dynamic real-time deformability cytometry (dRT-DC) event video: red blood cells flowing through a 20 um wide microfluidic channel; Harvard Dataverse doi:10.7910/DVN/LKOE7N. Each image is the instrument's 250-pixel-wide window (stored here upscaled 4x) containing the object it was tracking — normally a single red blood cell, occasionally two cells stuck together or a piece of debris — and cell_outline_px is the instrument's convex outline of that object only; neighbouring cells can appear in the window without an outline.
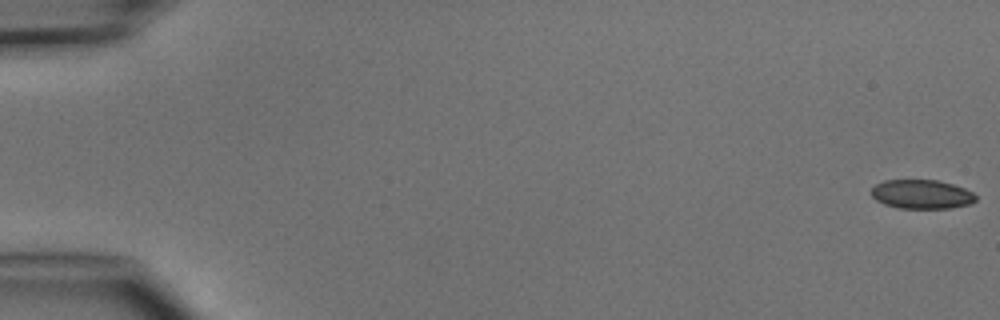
{"species": "common noctule bat (a hibernating species)", "species_latin": "Nyctalus noctula", "temperature_condition": "cold", "stored_images_in_passage": 4, "camera_frame_rate_fps": 3000, "um_per_image_px": 0.085, "animal": {"sex": "male", "body_mass_g": 15.6}, "frame": {"image": 1, "passage_image": 1, "time_ms": 0.0, "image_size_px": [1000, 320], "cell_outline_px": [[976, 200], [968, 204], [948, 208], [900, 208], [884, 204], [876, 200], [872, 196], [872, 188], [876, 184], [884, 180], [940, 180], [964, 188], [972, 192], [976, 196]], "centroid_in_image_um": [78.33, 16.5], "position_along_channel_um": 6.7, "area_um2": 17.57}}
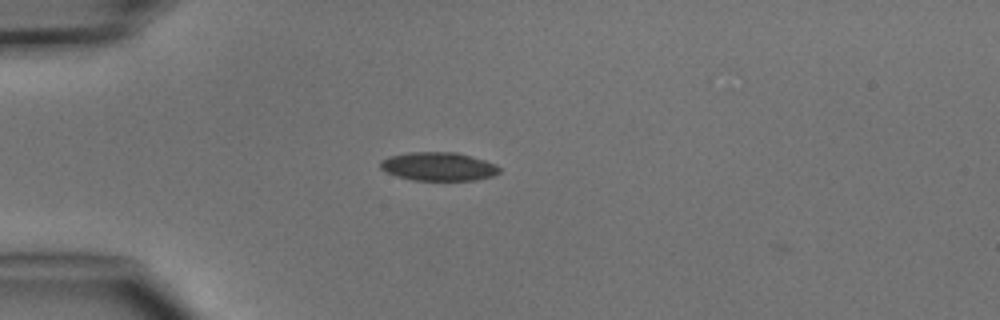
{"frame": {"image": 2, "passage_image": 4, "time_ms": 4.333, "image_size_px": [1000, 320], "cell_outline_px": [[500, 172], [492, 176], [476, 180], [412, 180], [396, 176], [380, 168], [380, 160], [388, 156], [408, 152], [456, 152], [484, 160], [496, 164], [500, 168]], "centroid_in_image_um": [37.25, 14.15], "position_along_channel_um": 47.7, "area_um2": 19.83}}